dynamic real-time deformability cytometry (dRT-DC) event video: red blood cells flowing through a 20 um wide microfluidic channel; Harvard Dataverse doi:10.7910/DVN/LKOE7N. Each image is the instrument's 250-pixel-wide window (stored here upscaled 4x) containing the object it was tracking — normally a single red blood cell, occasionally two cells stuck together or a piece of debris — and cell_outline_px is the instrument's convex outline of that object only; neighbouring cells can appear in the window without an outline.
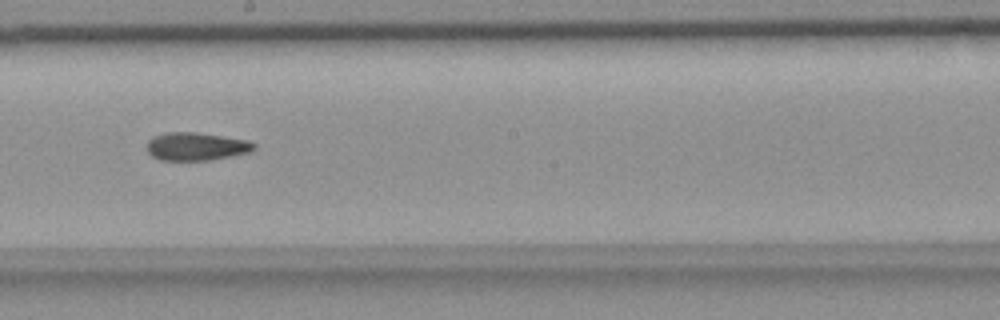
{"species": "common noctule bat (a hibernating species)", "species_latin": "Nyctalus noctula", "temperature_condition": "room temperature", "stored_images_in_passage": 21, "camera_frame_rate_fps": 3000, "um_per_image_px": 0.085, "animal": {"sex": "female", "body_mass_g": 18.4}, "frame": {"image": 1, "passage_image": 18, "time_ms": 5.667, "image_size_px": [1000, 320], "cell_outline_px": [[256, 148], [252, 152], [232, 156], [208, 160], [160, 160], [152, 156], [148, 152], [148, 140], [152, 136], [164, 132], [196, 132], [248, 140], [256, 144]], "centroid_in_image_um": [16.69, 12.44], "position_along_channel_um": 231.5, "area_um2": 17.63}}